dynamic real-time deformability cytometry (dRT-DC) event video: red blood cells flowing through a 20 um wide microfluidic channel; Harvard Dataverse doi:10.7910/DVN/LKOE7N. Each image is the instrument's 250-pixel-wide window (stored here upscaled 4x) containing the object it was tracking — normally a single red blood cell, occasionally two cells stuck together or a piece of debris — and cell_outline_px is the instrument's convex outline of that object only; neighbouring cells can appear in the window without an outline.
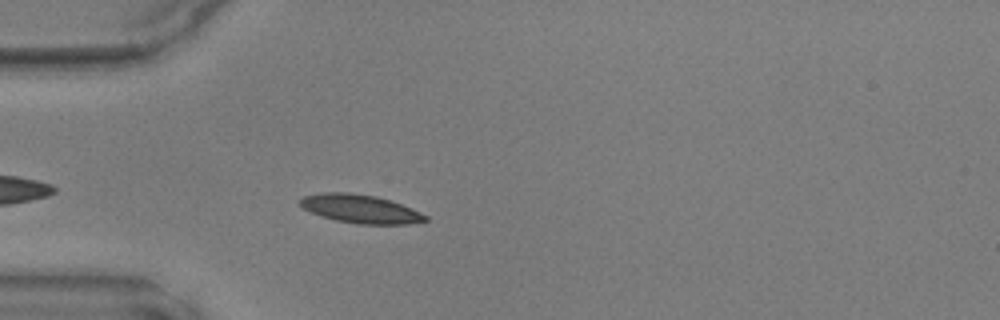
{"species": "common noctule bat (a hibernating species)", "species_latin": "Nyctalus noctula", "temperature_condition": "warm", "stored_images_in_passage": 29, "camera_frame_rate_fps": 3000, "um_per_image_px": 0.085, "animal": {"sex": "male", "body_mass_g": 17.9, "forearm_length_mm": 54.2}, "frame": {"image": 1, "passage_image": 4, "time_ms": 1.0, "image_size_px": [1000, 320], "cell_outline_px": [[428, 220], [408, 224], [356, 224], [336, 220], [320, 216], [304, 208], [296, 200], [304, 196], [324, 192], [348, 192], [376, 196], [412, 208], [428, 216]], "centroid_in_image_um": [30.61, 17.75], "position_along_channel_um": 54.4, "area_um2": 20.75}}
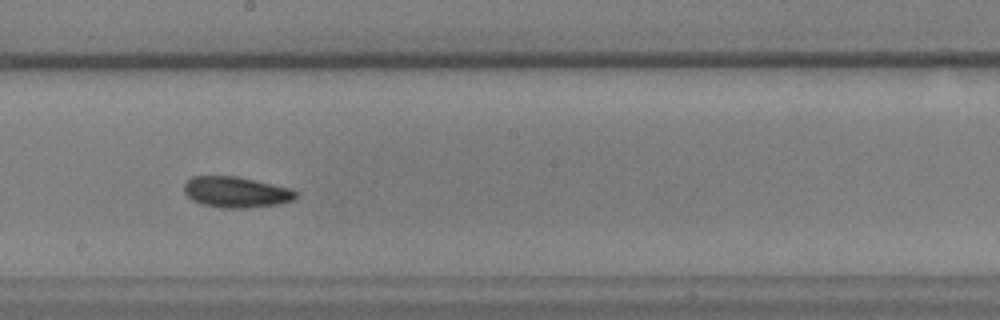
{"frame": {"image": 2, "passage_image": 17, "time_ms": 5.333, "image_size_px": [1000, 320], "cell_outline_px": [[296, 196], [292, 200], [280, 204], [244, 208], [224, 208], [200, 204], [192, 200], [184, 192], [184, 184], [192, 176], [236, 176], [292, 188], [296, 192]], "centroid_in_image_um": [20.05, 16.33], "position_along_channel_um": 228.1, "area_um2": 20.11}}
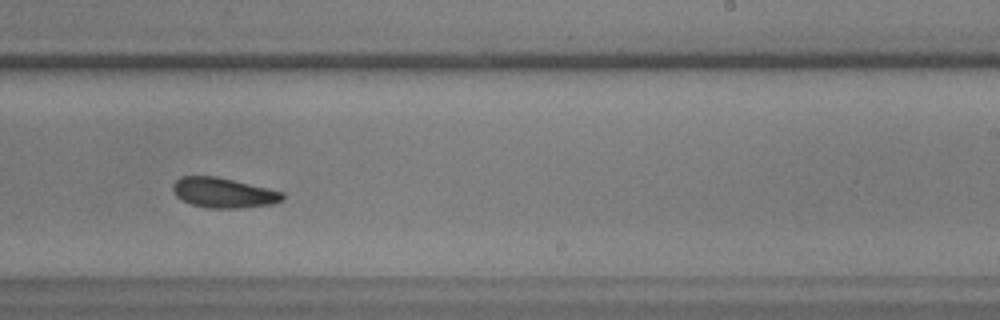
{"frame": {"image": 3, "passage_image": 20, "time_ms": 6.333, "image_size_px": [1000, 320], "cell_outline_px": [[284, 200], [272, 204], [244, 208], [208, 208], [192, 204], [176, 196], [172, 192], [172, 184], [180, 176], [216, 176], [284, 192]], "centroid_in_image_um": [18.99, 16.38], "position_along_channel_um": 270.0, "area_um2": 19.25}}